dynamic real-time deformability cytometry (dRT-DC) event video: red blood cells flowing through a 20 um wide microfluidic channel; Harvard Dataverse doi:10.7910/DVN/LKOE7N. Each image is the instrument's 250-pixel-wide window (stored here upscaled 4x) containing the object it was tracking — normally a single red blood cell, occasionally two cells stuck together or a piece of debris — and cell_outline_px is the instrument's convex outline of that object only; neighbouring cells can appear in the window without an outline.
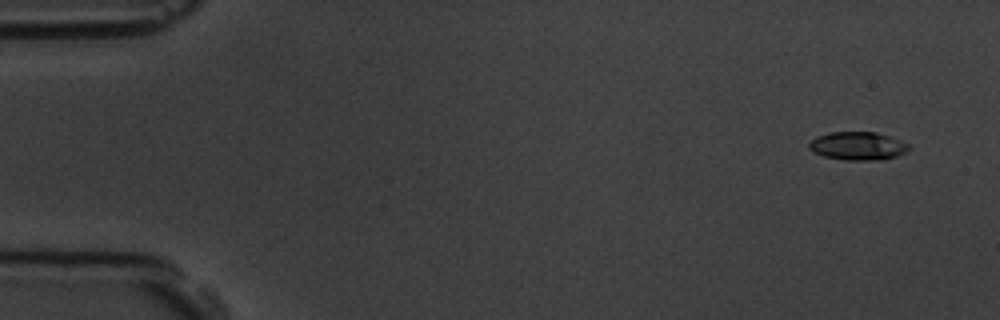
{"species": "common noctule bat (a hibernating species)", "species_latin": "Nyctalus noctula", "temperature_condition": "room temperature", "stored_images_in_passage": 5, "camera_frame_rate_fps": 3000, "um_per_image_px": 0.085, "animal": {"sex": "male", "body_mass_g": 19.5, "forearm_length_mm": 54.6}, "frame": {"image": 1, "passage_image": 2, "time_ms": 1.0, "image_size_px": [1000, 320], "cell_outline_px": [[912, 148], [896, 156], [872, 160], [844, 160], [824, 156], [808, 148], [808, 144], [816, 136], [828, 132], [876, 132], [900, 140], [908, 144]], "centroid_in_image_um": [72.89, 12.39], "position_along_channel_um": 12.1, "area_um2": 16.24}}
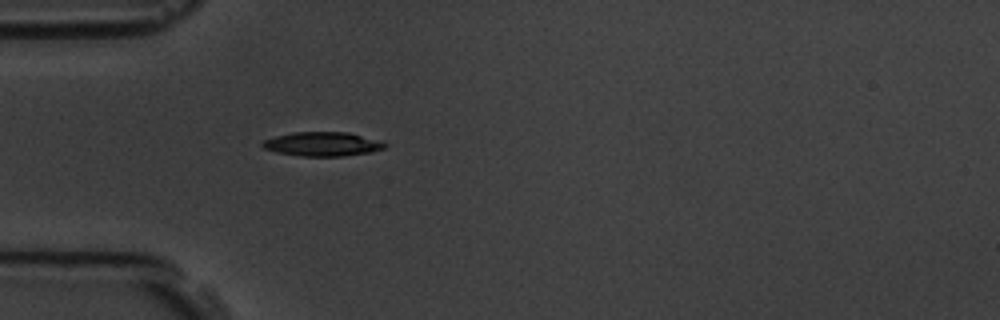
{"frame": {"image": 2, "passage_image": 5, "time_ms": 5.333, "image_size_px": [1000, 320], "cell_outline_px": [[388, 144], [384, 148], [372, 152], [344, 156], [300, 156], [276, 152], [264, 148], [260, 144], [264, 140], [276, 136], [292, 132], [348, 132], [384, 140]], "centroid_in_image_um": [27.47, 12.24], "position_along_channel_um": 57.5, "area_um2": 17.46}}